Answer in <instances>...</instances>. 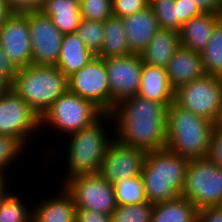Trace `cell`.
I'll return each instance as SVG.
<instances>
[{
	"mask_svg": "<svg viewBox=\"0 0 222 222\" xmlns=\"http://www.w3.org/2000/svg\"><path fill=\"white\" fill-rule=\"evenodd\" d=\"M110 114L114 125L110 135L118 142L146 153L165 148L167 106L163 103L134 95L121 100Z\"/></svg>",
	"mask_w": 222,
	"mask_h": 222,
	"instance_id": "1",
	"label": "cell"
},
{
	"mask_svg": "<svg viewBox=\"0 0 222 222\" xmlns=\"http://www.w3.org/2000/svg\"><path fill=\"white\" fill-rule=\"evenodd\" d=\"M189 159L163 148L146 153L141 178L148 202L177 200L185 185Z\"/></svg>",
	"mask_w": 222,
	"mask_h": 222,
	"instance_id": "2",
	"label": "cell"
},
{
	"mask_svg": "<svg viewBox=\"0 0 222 222\" xmlns=\"http://www.w3.org/2000/svg\"><path fill=\"white\" fill-rule=\"evenodd\" d=\"M214 123L172 102L167 107L165 148L189 160L205 158Z\"/></svg>",
	"mask_w": 222,
	"mask_h": 222,
	"instance_id": "3",
	"label": "cell"
},
{
	"mask_svg": "<svg viewBox=\"0 0 222 222\" xmlns=\"http://www.w3.org/2000/svg\"><path fill=\"white\" fill-rule=\"evenodd\" d=\"M112 120L111 114H103L91 126L66 136L69 139L68 146H65L67 176H64L61 185L79 174L99 173L107 148L115 138L109 136L105 129V124H109L107 121H110L111 126Z\"/></svg>",
	"mask_w": 222,
	"mask_h": 222,
	"instance_id": "4",
	"label": "cell"
},
{
	"mask_svg": "<svg viewBox=\"0 0 222 222\" xmlns=\"http://www.w3.org/2000/svg\"><path fill=\"white\" fill-rule=\"evenodd\" d=\"M11 89L40 118L68 90V78L56 66L31 64L18 68Z\"/></svg>",
	"mask_w": 222,
	"mask_h": 222,
	"instance_id": "5",
	"label": "cell"
},
{
	"mask_svg": "<svg viewBox=\"0 0 222 222\" xmlns=\"http://www.w3.org/2000/svg\"><path fill=\"white\" fill-rule=\"evenodd\" d=\"M103 114L91 101L67 90L40 117V129L49 126L70 135L91 126Z\"/></svg>",
	"mask_w": 222,
	"mask_h": 222,
	"instance_id": "6",
	"label": "cell"
},
{
	"mask_svg": "<svg viewBox=\"0 0 222 222\" xmlns=\"http://www.w3.org/2000/svg\"><path fill=\"white\" fill-rule=\"evenodd\" d=\"M181 197L198 210L222 206V169L208 157L189 160Z\"/></svg>",
	"mask_w": 222,
	"mask_h": 222,
	"instance_id": "7",
	"label": "cell"
},
{
	"mask_svg": "<svg viewBox=\"0 0 222 222\" xmlns=\"http://www.w3.org/2000/svg\"><path fill=\"white\" fill-rule=\"evenodd\" d=\"M174 102L215 123L222 107V78L205 75L184 84L175 90Z\"/></svg>",
	"mask_w": 222,
	"mask_h": 222,
	"instance_id": "8",
	"label": "cell"
},
{
	"mask_svg": "<svg viewBox=\"0 0 222 222\" xmlns=\"http://www.w3.org/2000/svg\"><path fill=\"white\" fill-rule=\"evenodd\" d=\"M62 186L72 196L76 208L111 215L117 207L114 186L99 173L73 176Z\"/></svg>",
	"mask_w": 222,
	"mask_h": 222,
	"instance_id": "9",
	"label": "cell"
},
{
	"mask_svg": "<svg viewBox=\"0 0 222 222\" xmlns=\"http://www.w3.org/2000/svg\"><path fill=\"white\" fill-rule=\"evenodd\" d=\"M40 130V118L11 88L0 96V134L17 138L25 147ZM34 131V132H33ZM35 133V134H34Z\"/></svg>",
	"mask_w": 222,
	"mask_h": 222,
	"instance_id": "10",
	"label": "cell"
},
{
	"mask_svg": "<svg viewBox=\"0 0 222 222\" xmlns=\"http://www.w3.org/2000/svg\"><path fill=\"white\" fill-rule=\"evenodd\" d=\"M68 90L110 114V86L103 58L95 56L68 77Z\"/></svg>",
	"mask_w": 222,
	"mask_h": 222,
	"instance_id": "11",
	"label": "cell"
},
{
	"mask_svg": "<svg viewBox=\"0 0 222 222\" xmlns=\"http://www.w3.org/2000/svg\"><path fill=\"white\" fill-rule=\"evenodd\" d=\"M110 86V113L123 99L137 95L143 62L140 55L105 58Z\"/></svg>",
	"mask_w": 222,
	"mask_h": 222,
	"instance_id": "12",
	"label": "cell"
},
{
	"mask_svg": "<svg viewBox=\"0 0 222 222\" xmlns=\"http://www.w3.org/2000/svg\"><path fill=\"white\" fill-rule=\"evenodd\" d=\"M32 46V64L56 66L63 34L41 11L27 12Z\"/></svg>",
	"mask_w": 222,
	"mask_h": 222,
	"instance_id": "13",
	"label": "cell"
},
{
	"mask_svg": "<svg viewBox=\"0 0 222 222\" xmlns=\"http://www.w3.org/2000/svg\"><path fill=\"white\" fill-rule=\"evenodd\" d=\"M146 152L118 142L109 144L99 174L110 184L141 176Z\"/></svg>",
	"mask_w": 222,
	"mask_h": 222,
	"instance_id": "14",
	"label": "cell"
},
{
	"mask_svg": "<svg viewBox=\"0 0 222 222\" xmlns=\"http://www.w3.org/2000/svg\"><path fill=\"white\" fill-rule=\"evenodd\" d=\"M0 46L17 68L32 64V46L26 13H12L0 26Z\"/></svg>",
	"mask_w": 222,
	"mask_h": 222,
	"instance_id": "15",
	"label": "cell"
},
{
	"mask_svg": "<svg viewBox=\"0 0 222 222\" xmlns=\"http://www.w3.org/2000/svg\"><path fill=\"white\" fill-rule=\"evenodd\" d=\"M127 43L131 54L139 55L160 29L150 5L133 15L122 18Z\"/></svg>",
	"mask_w": 222,
	"mask_h": 222,
	"instance_id": "16",
	"label": "cell"
},
{
	"mask_svg": "<svg viewBox=\"0 0 222 222\" xmlns=\"http://www.w3.org/2000/svg\"><path fill=\"white\" fill-rule=\"evenodd\" d=\"M166 71L170 86L174 90L206 75L200 53L182 45L171 57Z\"/></svg>",
	"mask_w": 222,
	"mask_h": 222,
	"instance_id": "17",
	"label": "cell"
},
{
	"mask_svg": "<svg viewBox=\"0 0 222 222\" xmlns=\"http://www.w3.org/2000/svg\"><path fill=\"white\" fill-rule=\"evenodd\" d=\"M174 93L175 90L168 81L166 68L143 63L138 96L163 103L168 107L174 102Z\"/></svg>",
	"mask_w": 222,
	"mask_h": 222,
	"instance_id": "18",
	"label": "cell"
},
{
	"mask_svg": "<svg viewBox=\"0 0 222 222\" xmlns=\"http://www.w3.org/2000/svg\"><path fill=\"white\" fill-rule=\"evenodd\" d=\"M56 196L35 200L33 215L41 222H76V205L72 196L60 185ZM49 198V199H48Z\"/></svg>",
	"mask_w": 222,
	"mask_h": 222,
	"instance_id": "19",
	"label": "cell"
},
{
	"mask_svg": "<svg viewBox=\"0 0 222 222\" xmlns=\"http://www.w3.org/2000/svg\"><path fill=\"white\" fill-rule=\"evenodd\" d=\"M222 20V14L202 13L184 23L178 34L181 45L201 52L207 45L214 27Z\"/></svg>",
	"mask_w": 222,
	"mask_h": 222,
	"instance_id": "20",
	"label": "cell"
},
{
	"mask_svg": "<svg viewBox=\"0 0 222 222\" xmlns=\"http://www.w3.org/2000/svg\"><path fill=\"white\" fill-rule=\"evenodd\" d=\"M95 56L75 32L63 34L56 67L68 78L88 64Z\"/></svg>",
	"mask_w": 222,
	"mask_h": 222,
	"instance_id": "21",
	"label": "cell"
},
{
	"mask_svg": "<svg viewBox=\"0 0 222 222\" xmlns=\"http://www.w3.org/2000/svg\"><path fill=\"white\" fill-rule=\"evenodd\" d=\"M181 46L179 34L174 30L159 29L139 55L144 64L166 68L175 51Z\"/></svg>",
	"mask_w": 222,
	"mask_h": 222,
	"instance_id": "22",
	"label": "cell"
},
{
	"mask_svg": "<svg viewBox=\"0 0 222 222\" xmlns=\"http://www.w3.org/2000/svg\"><path fill=\"white\" fill-rule=\"evenodd\" d=\"M41 12L62 34L75 32L82 19L78 0H46Z\"/></svg>",
	"mask_w": 222,
	"mask_h": 222,
	"instance_id": "23",
	"label": "cell"
},
{
	"mask_svg": "<svg viewBox=\"0 0 222 222\" xmlns=\"http://www.w3.org/2000/svg\"><path fill=\"white\" fill-rule=\"evenodd\" d=\"M103 25V45L97 57L105 59L131 55L122 18L112 15Z\"/></svg>",
	"mask_w": 222,
	"mask_h": 222,
	"instance_id": "24",
	"label": "cell"
},
{
	"mask_svg": "<svg viewBox=\"0 0 222 222\" xmlns=\"http://www.w3.org/2000/svg\"><path fill=\"white\" fill-rule=\"evenodd\" d=\"M197 207L188 199L154 203L151 222H197Z\"/></svg>",
	"mask_w": 222,
	"mask_h": 222,
	"instance_id": "25",
	"label": "cell"
},
{
	"mask_svg": "<svg viewBox=\"0 0 222 222\" xmlns=\"http://www.w3.org/2000/svg\"><path fill=\"white\" fill-rule=\"evenodd\" d=\"M200 55L205 74L222 78V20L214 27Z\"/></svg>",
	"mask_w": 222,
	"mask_h": 222,
	"instance_id": "26",
	"label": "cell"
},
{
	"mask_svg": "<svg viewBox=\"0 0 222 222\" xmlns=\"http://www.w3.org/2000/svg\"><path fill=\"white\" fill-rule=\"evenodd\" d=\"M24 198L11 191L0 199V222H28L33 214V207ZM29 205V206H28ZM31 208V209H30Z\"/></svg>",
	"mask_w": 222,
	"mask_h": 222,
	"instance_id": "27",
	"label": "cell"
},
{
	"mask_svg": "<svg viewBox=\"0 0 222 222\" xmlns=\"http://www.w3.org/2000/svg\"><path fill=\"white\" fill-rule=\"evenodd\" d=\"M113 186L117 205H136L148 202L141 176L127 178Z\"/></svg>",
	"mask_w": 222,
	"mask_h": 222,
	"instance_id": "28",
	"label": "cell"
},
{
	"mask_svg": "<svg viewBox=\"0 0 222 222\" xmlns=\"http://www.w3.org/2000/svg\"><path fill=\"white\" fill-rule=\"evenodd\" d=\"M154 203L117 205L111 214V222H151Z\"/></svg>",
	"mask_w": 222,
	"mask_h": 222,
	"instance_id": "29",
	"label": "cell"
},
{
	"mask_svg": "<svg viewBox=\"0 0 222 222\" xmlns=\"http://www.w3.org/2000/svg\"><path fill=\"white\" fill-rule=\"evenodd\" d=\"M104 25L100 21L81 19L75 33L83 41L85 46L96 56L103 45Z\"/></svg>",
	"mask_w": 222,
	"mask_h": 222,
	"instance_id": "30",
	"label": "cell"
},
{
	"mask_svg": "<svg viewBox=\"0 0 222 222\" xmlns=\"http://www.w3.org/2000/svg\"><path fill=\"white\" fill-rule=\"evenodd\" d=\"M149 5L158 20L160 29L179 32V17L175 0H150Z\"/></svg>",
	"mask_w": 222,
	"mask_h": 222,
	"instance_id": "31",
	"label": "cell"
},
{
	"mask_svg": "<svg viewBox=\"0 0 222 222\" xmlns=\"http://www.w3.org/2000/svg\"><path fill=\"white\" fill-rule=\"evenodd\" d=\"M27 149L17 138L0 134V170L7 171L6 173L9 169L12 170L11 165L16 164L14 162Z\"/></svg>",
	"mask_w": 222,
	"mask_h": 222,
	"instance_id": "32",
	"label": "cell"
},
{
	"mask_svg": "<svg viewBox=\"0 0 222 222\" xmlns=\"http://www.w3.org/2000/svg\"><path fill=\"white\" fill-rule=\"evenodd\" d=\"M81 17L89 21L104 22L112 16V0H86L80 4Z\"/></svg>",
	"mask_w": 222,
	"mask_h": 222,
	"instance_id": "33",
	"label": "cell"
},
{
	"mask_svg": "<svg viewBox=\"0 0 222 222\" xmlns=\"http://www.w3.org/2000/svg\"><path fill=\"white\" fill-rule=\"evenodd\" d=\"M150 0H112L113 16L120 18L133 15L148 7Z\"/></svg>",
	"mask_w": 222,
	"mask_h": 222,
	"instance_id": "34",
	"label": "cell"
},
{
	"mask_svg": "<svg viewBox=\"0 0 222 222\" xmlns=\"http://www.w3.org/2000/svg\"><path fill=\"white\" fill-rule=\"evenodd\" d=\"M175 4H177L179 17V30L181 26L191 18L203 13L196 5H194L192 0H175Z\"/></svg>",
	"mask_w": 222,
	"mask_h": 222,
	"instance_id": "35",
	"label": "cell"
},
{
	"mask_svg": "<svg viewBox=\"0 0 222 222\" xmlns=\"http://www.w3.org/2000/svg\"><path fill=\"white\" fill-rule=\"evenodd\" d=\"M207 157L222 169V130H218L215 127L211 134L210 149Z\"/></svg>",
	"mask_w": 222,
	"mask_h": 222,
	"instance_id": "36",
	"label": "cell"
},
{
	"mask_svg": "<svg viewBox=\"0 0 222 222\" xmlns=\"http://www.w3.org/2000/svg\"><path fill=\"white\" fill-rule=\"evenodd\" d=\"M13 13L41 11L46 0H5Z\"/></svg>",
	"mask_w": 222,
	"mask_h": 222,
	"instance_id": "37",
	"label": "cell"
},
{
	"mask_svg": "<svg viewBox=\"0 0 222 222\" xmlns=\"http://www.w3.org/2000/svg\"><path fill=\"white\" fill-rule=\"evenodd\" d=\"M76 222H111V215L99 211L77 208Z\"/></svg>",
	"mask_w": 222,
	"mask_h": 222,
	"instance_id": "38",
	"label": "cell"
},
{
	"mask_svg": "<svg viewBox=\"0 0 222 222\" xmlns=\"http://www.w3.org/2000/svg\"><path fill=\"white\" fill-rule=\"evenodd\" d=\"M18 68L9 60L0 46V76L5 78L10 84L13 83Z\"/></svg>",
	"mask_w": 222,
	"mask_h": 222,
	"instance_id": "39",
	"label": "cell"
},
{
	"mask_svg": "<svg viewBox=\"0 0 222 222\" xmlns=\"http://www.w3.org/2000/svg\"><path fill=\"white\" fill-rule=\"evenodd\" d=\"M197 222H222V206L199 209Z\"/></svg>",
	"mask_w": 222,
	"mask_h": 222,
	"instance_id": "40",
	"label": "cell"
},
{
	"mask_svg": "<svg viewBox=\"0 0 222 222\" xmlns=\"http://www.w3.org/2000/svg\"><path fill=\"white\" fill-rule=\"evenodd\" d=\"M203 13L222 14V0H192Z\"/></svg>",
	"mask_w": 222,
	"mask_h": 222,
	"instance_id": "41",
	"label": "cell"
},
{
	"mask_svg": "<svg viewBox=\"0 0 222 222\" xmlns=\"http://www.w3.org/2000/svg\"><path fill=\"white\" fill-rule=\"evenodd\" d=\"M12 13L7 2L5 0H0V26L12 15Z\"/></svg>",
	"mask_w": 222,
	"mask_h": 222,
	"instance_id": "42",
	"label": "cell"
},
{
	"mask_svg": "<svg viewBox=\"0 0 222 222\" xmlns=\"http://www.w3.org/2000/svg\"><path fill=\"white\" fill-rule=\"evenodd\" d=\"M6 171L0 170V199L6 196L11 190H7V187H10V184H7V175L5 174ZM9 185V186H7Z\"/></svg>",
	"mask_w": 222,
	"mask_h": 222,
	"instance_id": "43",
	"label": "cell"
},
{
	"mask_svg": "<svg viewBox=\"0 0 222 222\" xmlns=\"http://www.w3.org/2000/svg\"><path fill=\"white\" fill-rule=\"evenodd\" d=\"M11 84L2 76H0V96H3L9 89Z\"/></svg>",
	"mask_w": 222,
	"mask_h": 222,
	"instance_id": "44",
	"label": "cell"
},
{
	"mask_svg": "<svg viewBox=\"0 0 222 222\" xmlns=\"http://www.w3.org/2000/svg\"><path fill=\"white\" fill-rule=\"evenodd\" d=\"M214 127L218 130H222V107L219 112L218 118L216 119V122L214 123Z\"/></svg>",
	"mask_w": 222,
	"mask_h": 222,
	"instance_id": "45",
	"label": "cell"
},
{
	"mask_svg": "<svg viewBox=\"0 0 222 222\" xmlns=\"http://www.w3.org/2000/svg\"><path fill=\"white\" fill-rule=\"evenodd\" d=\"M28 222H41L33 214L29 217Z\"/></svg>",
	"mask_w": 222,
	"mask_h": 222,
	"instance_id": "46",
	"label": "cell"
},
{
	"mask_svg": "<svg viewBox=\"0 0 222 222\" xmlns=\"http://www.w3.org/2000/svg\"><path fill=\"white\" fill-rule=\"evenodd\" d=\"M84 1H86V0H78L79 4H81V3L84 2Z\"/></svg>",
	"mask_w": 222,
	"mask_h": 222,
	"instance_id": "47",
	"label": "cell"
}]
</instances>
